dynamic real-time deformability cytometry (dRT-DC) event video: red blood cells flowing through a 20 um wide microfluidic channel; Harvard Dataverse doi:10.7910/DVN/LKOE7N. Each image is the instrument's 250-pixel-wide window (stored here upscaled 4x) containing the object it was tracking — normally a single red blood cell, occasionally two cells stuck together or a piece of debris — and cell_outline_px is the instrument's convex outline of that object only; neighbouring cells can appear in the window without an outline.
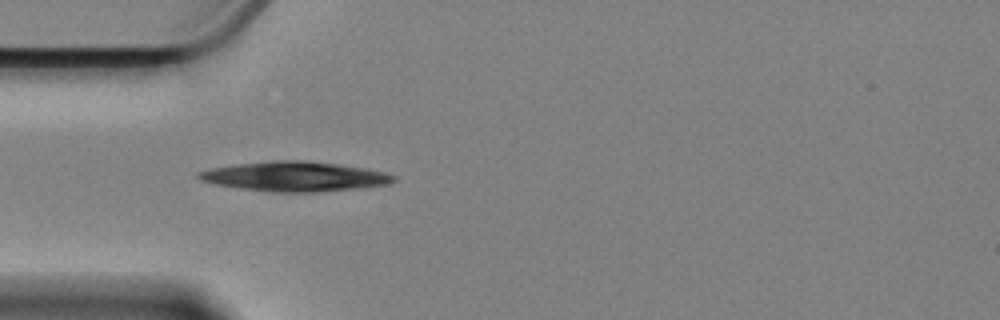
{"species": "Egyptian fruit bat (a non-hibernating species)", "species_latin": "Rousettus aegyptiacus", "temperature_condition": "cold", "stored_images_in_passage": 16, "segment_of_instrument_passage": [1, 2], "camera_frame_rate_fps": 3000, "um_per_image_px": 0.085, "animal": {"sex": "female"}, "frame": {"image": 1, "passage_image": 1, "time_ms": 0.0, "image_size_px": [1000, 320], "cell_outline_px": [[396, 180], [388, 184], [360, 188], [316, 192], [272, 192], [216, 184], [200, 180], [196, 176], [196, 172], [212, 168], [236, 164], [272, 160], [304, 160], [340, 164], [368, 168], [384, 172], [396, 176]], "centroid_in_image_um": [25.08, 14.99], "position_along_channel_um": 59.9, "area_um2": 33.81}}
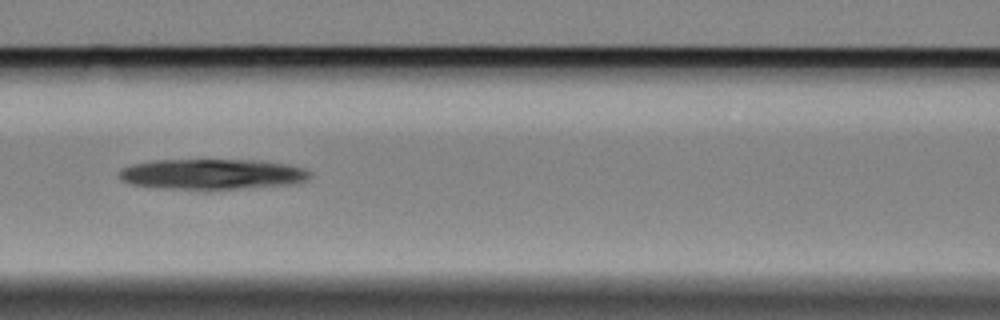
{"frame": {"image": 2, "passage_image": 9, "time_ms": 2.667, "image_size_px": [1000, 320], "cell_outline_px": [[312, 176], [308, 180], [300, 184], [208, 192], [200, 192], [128, 184], [120, 180], [116, 176], [120, 168], [132, 164], [152, 160], [260, 160], [288, 164], [304, 168], [312, 172]], "centroid_in_image_um": [18.06, 14.85], "position_along_channel_um": 148.5, "area_um2": 35.78}}
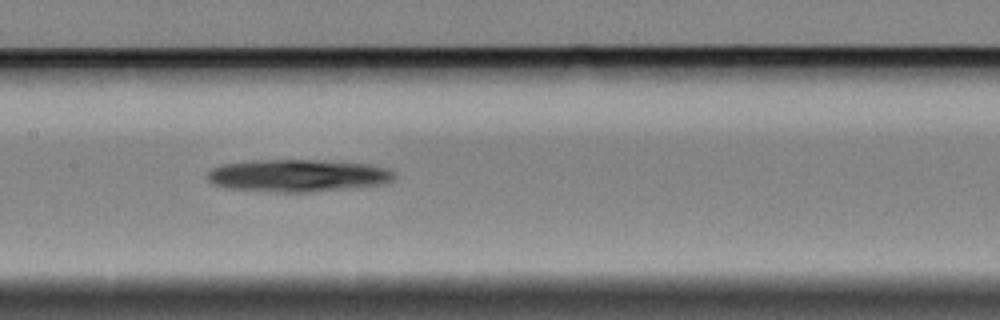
{"frame": {"image": 3, "passage_image": 12, "time_ms": 3.667, "image_size_px": [1000, 320], "cell_outline_px": [[396, 176], [392, 180], [384, 184], [312, 192], [276, 192], [228, 188], [212, 184], [208, 180], [208, 172], [212, 168], [220, 164], [248, 160], [320, 160], [368, 164], [388, 168], [396, 172]], "centroid_in_image_um": [25.31, 14.92], "position_along_channel_um": 182.1, "area_um2": 35.55}}